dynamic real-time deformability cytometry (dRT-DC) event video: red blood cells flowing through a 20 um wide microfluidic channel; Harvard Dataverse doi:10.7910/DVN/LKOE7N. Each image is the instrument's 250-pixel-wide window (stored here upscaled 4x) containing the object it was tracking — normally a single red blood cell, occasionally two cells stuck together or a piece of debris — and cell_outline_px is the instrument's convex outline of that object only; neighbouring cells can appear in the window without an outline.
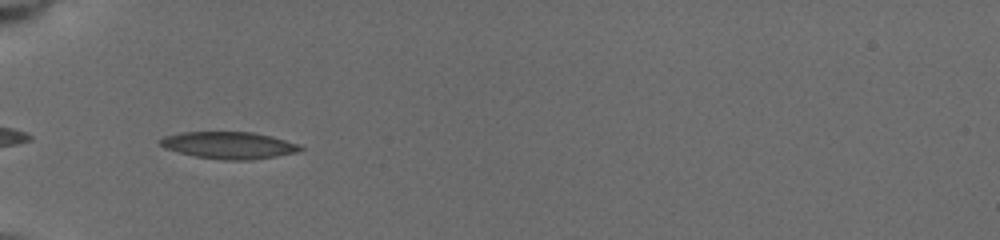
{"species": "common noctule bat (a hibernating species)", "species_latin": "Nyctalus noctula", "temperature_condition": "cold", "stored_images_in_passage": 7, "camera_frame_rate_fps": 3000, "um_per_image_px": 0.085, "animal": {"sex": "female", "body_mass_g": 19.5, "forearm_length_mm": 54.1}, "frame": {"image": 1, "passage_image": 6, "time_ms": 4.0, "image_size_px": [1000, 240], "cell_outline_px": [[304, 148], [296, 152], [276, 156], [252, 160], [224, 160], [196, 156], [164, 148], [160, 144], [160, 140], [164, 136], [184, 132], [252, 132], [284, 140], [296, 144]], "centroid_in_image_um": [19.43, 12.35], "position_along_channel_um": 65.6, "area_um2": 21.62}}
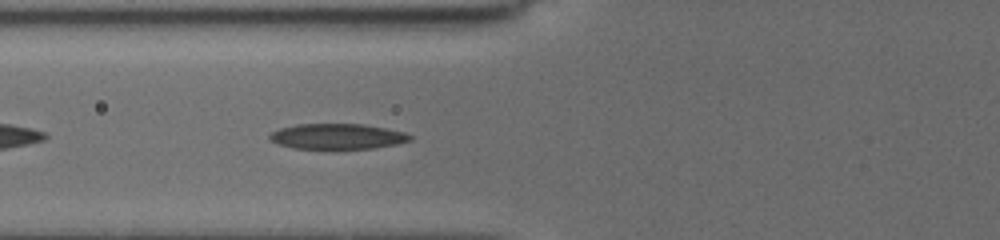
{"frame": {"image": 2, "passage_image": 7, "time_ms": 5.0, "image_size_px": [1000, 240], "cell_outline_px": [[412, 140], [396, 144], [372, 148], [336, 152], [324, 152], [292, 148], [280, 144], [272, 140], [268, 136], [272, 132], [280, 128], [296, 124], [364, 124], [404, 132], [412, 136]], "centroid_in_image_um": [28.65, 11.65], "position_along_channel_um": 97.1, "area_um2": 21.85}}